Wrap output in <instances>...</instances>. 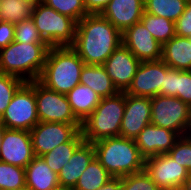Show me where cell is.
<instances>
[{
  "label": "cell",
  "instance_id": "cell-28",
  "mask_svg": "<svg viewBox=\"0 0 191 190\" xmlns=\"http://www.w3.org/2000/svg\"><path fill=\"white\" fill-rule=\"evenodd\" d=\"M140 22L162 46L175 36V22L164 17H157L144 11Z\"/></svg>",
  "mask_w": 191,
  "mask_h": 190
},
{
  "label": "cell",
  "instance_id": "cell-5",
  "mask_svg": "<svg viewBox=\"0 0 191 190\" xmlns=\"http://www.w3.org/2000/svg\"><path fill=\"white\" fill-rule=\"evenodd\" d=\"M125 111V92L101 98L94 111L81 126L83 139L86 142L120 136V127Z\"/></svg>",
  "mask_w": 191,
  "mask_h": 190
},
{
  "label": "cell",
  "instance_id": "cell-27",
  "mask_svg": "<svg viewBox=\"0 0 191 190\" xmlns=\"http://www.w3.org/2000/svg\"><path fill=\"white\" fill-rule=\"evenodd\" d=\"M189 0H144V11L175 22L184 12Z\"/></svg>",
  "mask_w": 191,
  "mask_h": 190
},
{
  "label": "cell",
  "instance_id": "cell-9",
  "mask_svg": "<svg viewBox=\"0 0 191 190\" xmlns=\"http://www.w3.org/2000/svg\"><path fill=\"white\" fill-rule=\"evenodd\" d=\"M190 108L177 97L162 95L151 97V124L185 136Z\"/></svg>",
  "mask_w": 191,
  "mask_h": 190
},
{
  "label": "cell",
  "instance_id": "cell-41",
  "mask_svg": "<svg viewBox=\"0 0 191 190\" xmlns=\"http://www.w3.org/2000/svg\"><path fill=\"white\" fill-rule=\"evenodd\" d=\"M180 190H191V172H189L188 177L184 181Z\"/></svg>",
  "mask_w": 191,
  "mask_h": 190
},
{
  "label": "cell",
  "instance_id": "cell-10",
  "mask_svg": "<svg viewBox=\"0 0 191 190\" xmlns=\"http://www.w3.org/2000/svg\"><path fill=\"white\" fill-rule=\"evenodd\" d=\"M144 170L161 190H180L189 174L168 154L146 158Z\"/></svg>",
  "mask_w": 191,
  "mask_h": 190
},
{
  "label": "cell",
  "instance_id": "cell-40",
  "mask_svg": "<svg viewBox=\"0 0 191 190\" xmlns=\"http://www.w3.org/2000/svg\"><path fill=\"white\" fill-rule=\"evenodd\" d=\"M97 190H121V178H112Z\"/></svg>",
  "mask_w": 191,
  "mask_h": 190
},
{
  "label": "cell",
  "instance_id": "cell-18",
  "mask_svg": "<svg viewBox=\"0 0 191 190\" xmlns=\"http://www.w3.org/2000/svg\"><path fill=\"white\" fill-rule=\"evenodd\" d=\"M144 13V0H111L100 15L121 33L140 22Z\"/></svg>",
  "mask_w": 191,
  "mask_h": 190
},
{
  "label": "cell",
  "instance_id": "cell-39",
  "mask_svg": "<svg viewBox=\"0 0 191 190\" xmlns=\"http://www.w3.org/2000/svg\"><path fill=\"white\" fill-rule=\"evenodd\" d=\"M111 0H84L88 14H100Z\"/></svg>",
  "mask_w": 191,
  "mask_h": 190
},
{
  "label": "cell",
  "instance_id": "cell-30",
  "mask_svg": "<svg viewBox=\"0 0 191 190\" xmlns=\"http://www.w3.org/2000/svg\"><path fill=\"white\" fill-rule=\"evenodd\" d=\"M47 6L53 8L60 14L74 19L77 23L88 15L84 0H41Z\"/></svg>",
  "mask_w": 191,
  "mask_h": 190
},
{
  "label": "cell",
  "instance_id": "cell-45",
  "mask_svg": "<svg viewBox=\"0 0 191 190\" xmlns=\"http://www.w3.org/2000/svg\"><path fill=\"white\" fill-rule=\"evenodd\" d=\"M28 1H30V2H39L41 0H28Z\"/></svg>",
  "mask_w": 191,
  "mask_h": 190
},
{
  "label": "cell",
  "instance_id": "cell-8",
  "mask_svg": "<svg viewBox=\"0 0 191 190\" xmlns=\"http://www.w3.org/2000/svg\"><path fill=\"white\" fill-rule=\"evenodd\" d=\"M35 98L39 122L74 124L81 130L82 123L75 117L65 94L50 90L35 80Z\"/></svg>",
  "mask_w": 191,
  "mask_h": 190
},
{
  "label": "cell",
  "instance_id": "cell-21",
  "mask_svg": "<svg viewBox=\"0 0 191 190\" xmlns=\"http://www.w3.org/2000/svg\"><path fill=\"white\" fill-rule=\"evenodd\" d=\"M25 179L27 190H51L59 185L58 174L38 156L25 167Z\"/></svg>",
  "mask_w": 191,
  "mask_h": 190
},
{
  "label": "cell",
  "instance_id": "cell-42",
  "mask_svg": "<svg viewBox=\"0 0 191 190\" xmlns=\"http://www.w3.org/2000/svg\"><path fill=\"white\" fill-rule=\"evenodd\" d=\"M185 136L191 138V108H190L189 122H188V125H187Z\"/></svg>",
  "mask_w": 191,
  "mask_h": 190
},
{
  "label": "cell",
  "instance_id": "cell-17",
  "mask_svg": "<svg viewBox=\"0 0 191 190\" xmlns=\"http://www.w3.org/2000/svg\"><path fill=\"white\" fill-rule=\"evenodd\" d=\"M181 136L167 128L147 125L134 139L140 154L146 159L167 154Z\"/></svg>",
  "mask_w": 191,
  "mask_h": 190
},
{
  "label": "cell",
  "instance_id": "cell-16",
  "mask_svg": "<svg viewBox=\"0 0 191 190\" xmlns=\"http://www.w3.org/2000/svg\"><path fill=\"white\" fill-rule=\"evenodd\" d=\"M122 44L127 47L140 62L162 59V45L141 23H135L122 33Z\"/></svg>",
  "mask_w": 191,
  "mask_h": 190
},
{
  "label": "cell",
  "instance_id": "cell-4",
  "mask_svg": "<svg viewBox=\"0 0 191 190\" xmlns=\"http://www.w3.org/2000/svg\"><path fill=\"white\" fill-rule=\"evenodd\" d=\"M49 48L48 43L13 41L0 49V73L13 75L24 82L38 80Z\"/></svg>",
  "mask_w": 191,
  "mask_h": 190
},
{
  "label": "cell",
  "instance_id": "cell-36",
  "mask_svg": "<svg viewBox=\"0 0 191 190\" xmlns=\"http://www.w3.org/2000/svg\"><path fill=\"white\" fill-rule=\"evenodd\" d=\"M175 35L191 37V0L187 3L183 14L175 21Z\"/></svg>",
  "mask_w": 191,
  "mask_h": 190
},
{
  "label": "cell",
  "instance_id": "cell-46",
  "mask_svg": "<svg viewBox=\"0 0 191 190\" xmlns=\"http://www.w3.org/2000/svg\"><path fill=\"white\" fill-rule=\"evenodd\" d=\"M13 190V189H12ZM15 190H27L26 188H22V189H15Z\"/></svg>",
  "mask_w": 191,
  "mask_h": 190
},
{
  "label": "cell",
  "instance_id": "cell-26",
  "mask_svg": "<svg viewBox=\"0 0 191 190\" xmlns=\"http://www.w3.org/2000/svg\"><path fill=\"white\" fill-rule=\"evenodd\" d=\"M36 2L28 0H1L0 21L16 24L32 18Z\"/></svg>",
  "mask_w": 191,
  "mask_h": 190
},
{
  "label": "cell",
  "instance_id": "cell-15",
  "mask_svg": "<svg viewBox=\"0 0 191 190\" xmlns=\"http://www.w3.org/2000/svg\"><path fill=\"white\" fill-rule=\"evenodd\" d=\"M151 97L133 96L125 93V111L120 127V136L135 139L151 124Z\"/></svg>",
  "mask_w": 191,
  "mask_h": 190
},
{
  "label": "cell",
  "instance_id": "cell-31",
  "mask_svg": "<svg viewBox=\"0 0 191 190\" xmlns=\"http://www.w3.org/2000/svg\"><path fill=\"white\" fill-rule=\"evenodd\" d=\"M23 83L24 81L18 77L0 73V118Z\"/></svg>",
  "mask_w": 191,
  "mask_h": 190
},
{
  "label": "cell",
  "instance_id": "cell-6",
  "mask_svg": "<svg viewBox=\"0 0 191 190\" xmlns=\"http://www.w3.org/2000/svg\"><path fill=\"white\" fill-rule=\"evenodd\" d=\"M32 20L50 47L71 46L74 43L77 22L44 2H36Z\"/></svg>",
  "mask_w": 191,
  "mask_h": 190
},
{
  "label": "cell",
  "instance_id": "cell-25",
  "mask_svg": "<svg viewBox=\"0 0 191 190\" xmlns=\"http://www.w3.org/2000/svg\"><path fill=\"white\" fill-rule=\"evenodd\" d=\"M112 178L99 160L94 157L81 174L73 190H97Z\"/></svg>",
  "mask_w": 191,
  "mask_h": 190
},
{
  "label": "cell",
  "instance_id": "cell-19",
  "mask_svg": "<svg viewBox=\"0 0 191 190\" xmlns=\"http://www.w3.org/2000/svg\"><path fill=\"white\" fill-rule=\"evenodd\" d=\"M94 157L95 148L93 143L84 141L58 173L59 184L74 189L81 174Z\"/></svg>",
  "mask_w": 191,
  "mask_h": 190
},
{
  "label": "cell",
  "instance_id": "cell-24",
  "mask_svg": "<svg viewBox=\"0 0 191 190\" xmlns=\"http://www.w3.org/2000/svg\"><path fill=\"white\" fill-rule=\"evenodd\" d=\"M84 142L81 130L66 143L60 144L50 152L41 156L46 164L51 168L52 171L57 174L61 171L63 165L73 156L75 150Z\"/></svg>",
  "mask_w": 191,
  "mask_h": 190
},
{
  "label": "cell",
  "instance_id": "cell-12",
  "mask_svg": "<svg viewBox=\"0 0 191 190\" xmlns=\"http://www.w3.org/2000/svg\"><path fill=\"white\" fill-rule=\"evenodd\" d=\"M79 131L74 124L39 122L30 131L34 155H45L60 144L69 142Z\"/></svg>",
  "mask_w": 191,
  "mask_h": 190
},
{
  "label": "cell",
  "instance_id": "cell-32",
  "mask_svg": "<svg viewBox=\"0 0 191 190\" xmlns=\"http://www.w3.org/2000/svg\"><path fill=\"white\" fill-rule=\"evenodd\" d=\"M121 190H161L145 170L121 177Z\"/></svg>",
  "mask_w": 191,
  "mask_h": 190
},
{
  "label": "cell",
  "instance_id": "cell-11",
  "mask_svg": "<svg viewBox=\"0 0 191 190\" xmlns=\"http://www.w3.org/2000/svg\"><path fill=\"white\" fill-rule=\"evenodd\" d=\"M169 68L162 59L140 62L132 84L125 93L141 97L164 96V77Z\"/></svg>",
  "mask_w": 191,
  "mask_h": 190
},
{
  "label": "cell",
  "instance_id": "cell-20",
  "mask_svg": "<svg viewBox=\"0 0 191 190\" xmlns=\"http://www.w3.org/2000/svg\"><path fill=\"white\" fill-rule=\"evenodd\" d=\"M162 60L172 69L191 70V41L175 35L162 46Z\"/></svg>",
  "mask_w": 191,
  "mask_h": 190
},
{
  "label": "cell",
  "instance_id": "cell-13",
  "mask_svg": "<svg viewBox=\"0 0 191 190\" xmlns=\"http://www.w3.org/2000/svg\"><path fill=\"white\" fill-rule=\"evenodd\" d=\"M34 157L30 131L3 128L0 161L25 168Z\"/></svg>",
  "mask_w": 191,
  "mask_h": 190
},
{
  "label": "cell",
  "instance_id": "cell-2",
  "mask_svg": "<svg viewBox=\"0 0 191 190\" xmlns=\"http://www.w3.org/2000/svg\"><path fill=\"white\" fill-rule=\"evenodd\" d=\"M85 63L70 47H50L38 81L46 88L67 94L80 84Z\"/></svg>",
  "mask_w": 191,
  "mask_h": 190
},
{
  "label": "cell",
  "instance_id": "cell-14",
  "mask_svg": "<svg viewBox=\"0 0 191 190\" xmlns=\"http://www.w3.org/2000/svg\"><path fill=\"white\" fill-rule=\"evenodd\" d=\"M140 64L137 57L121 44L104 62L103 66L119 92H126Z\"/></svg>",
  "mask_w": 191,
  "mask_h": 190
},
{
  "label": "cell",
  "instance_id": "cell-7",
  "mask_svg": "<svg viewBox=\"0 0 191 190\" xmlns=\"http://www.w3.org/2000/svg\"><path fill=\"white\" fill-rule=\"evenodd\" d=\"M38 123L35 81L24 82L0 118V124L7 129L31 131Z\"/></svg>",
  "mask_w": 191,
  "mask_h": 190
},
{
  "label": "cell",
  "instance_id": "cell-29",
  "mask_svg": "<svg viewBox=\"0 0 191 190\" xmlns=\"http://www.w3.org/2000/svg\"><path fill=\"white\" fill-rule=\"evenodd\" d=\"M26 188L25 168L0 161V190Z\"/></svg>",
  "mask_w": 191,
  "mask_h": 190
},
{
  "label": "cell",
  "instance_id": "cell-33",
  "mask_svg": "<svg viewBox=\"0 0 191 190\" xmlns=\"http://www.w3.org/2000/svg\"><path fill=\"white\" fill-rule=\"evenodd\" d=\"M14 41L26 43H47L38 32L32 18L22 20L14 25Z\"/></svg>",
  "mask_w": 191,
  "mask_h": 190
},
{
  "label": "cell",
  "instance_id": "cell-38",
  "mask_svg": "<svg viewBox=\"0 0 191 190\" xmlns=\"http://www.w3.org/2000/svg\"><path fill=\"white\" fill-rule=\"evenodd\" d=\"M15 28L14 24L0 21V49L8 46L14 41Z\"/></svg>",
  "mask_w": 191,
  "mask_h": 190
},
{
  "label": "cell",
  "instance_id": "cell-23",
  "mask_svg": "<svg viewBox=\"0 0 191 190\" xmlns=\"http://www.w3.org/2000/svg\"><path fill=\"white\" fill-rule=\"evenodd\" d=\"M66 96L75 117L81 123L94 111L101 100L92 89L82 84H78Z\"/></svg>",
  "mask_w": 191,
  "mask_h": 190
},
{
  "label": "cell",
  "instance_id": "cell-35",
  "mask_svg": "<svg viewBox=\"0 0 191 190\" xmlns=\"http://www.w3.org/2000/svg\"><path fill=\"white\" fill-rule=\"evenodd\" d=\"M177 98L191 107V70H177Z\"/></svg>",
  "mask_w": 191,
  "mask_h": 190
},
{
  "label": "cell",
  "instance_id": "cell-44",
  "mask_svg": "<svg viewBox=\"0 0 191 190\" xmlns=\"http://www.w3.org/2000/svg\"><path fill=\"white\" fill-rule=\"evenodd\" d=\"M3 126L0 124V148H1V135H2V132H3Z\"/></svg>",
  "mask_w": 191,
  "mask_h": 190
},
{
  "label": "cell",
  "instance_id": "cell-37",
  "mask_svg": "<svg viewBox=\"0 0 191 190\" xmlns=\"http://www.w3.org/2000/svg\"><path fill=\"white\" fill-rule=\"evenodd\" d=\"M164 96L177 97V69L169 68L164 77Z\"/></svg>",
  "mask_w": 191,
  "mask_h": 190
},
{
  "label": "cell",
  "instance_id": "cell-22",
  "mask_svg": "<svg viewBox=\"0 0 191 190\" xmlns=\"http://www.w3.org/2000/svg\"><path fill=\"white\" fill-rule=\"evenodd\" d=\"M80 84L88 86L100 98L113 96L119 92L103 65L85 64L81 71Z\"/></svg>",
  "mask_w": 191,
  "mask_h": 190
},
{
  "label": "cell",
  "instance_id": "cell-43",
  "mask_svg": "<svg viewBox=\"0 0 191 190\" xmlns=\"http://www.w3.org/2000/svg\"><path fill=\"white\" fill-rule=\"evenodd\" d=\"M51 190H73V189H71L70 187L59 184V185L55 186L53 189H51Z\"/></svg>",
  "mask_w": 191,
  "mask_h": 190
},
{
  "label": "cell",
  "instance_id": "cell-3",
  "mask_svg": "<svg viewBox=\"0 0 191 190\" xmlns=\"http://www.w3.org/2000/svg\"><path fill=\"white\" fill-rule=\"evenodd\" d=\"M95 157L113 178H121L144 170L145 158L134 139L121 136L93 143Z\"/></svg>",
  "mask_w": 191,
  "mask_h": 190
},
{
  "label": "cell",
  "instance_id": "cell-34",
  "mask_svg": "<svg viewBox=\"0 0 191 190\" xmlns=\"http://www.w3.org/2000/svg\"><path fill=\"white\" fill-rule=\"evenodd\" d=\"M167 154L191 172V138L181 136Z\"/></svg>",
  "mask_w": 191,
  "mask_h": 190
},
{
  "label": "cell",
  "instance_id": "cell-1",
  "mask_svg": "<svg viewBox=\"0 0 191 190\" xmlns=\"http://www.w3.org/2000/svg\"><path fill=\"white\" fill-rule=\"evenodd\" d=\"M122 44V33L100 14H88L76 26L70 46L86 65H103Z\"/></svg>",
  "mask_w": 191,
  "mask_h": 190
}]
</instances>
